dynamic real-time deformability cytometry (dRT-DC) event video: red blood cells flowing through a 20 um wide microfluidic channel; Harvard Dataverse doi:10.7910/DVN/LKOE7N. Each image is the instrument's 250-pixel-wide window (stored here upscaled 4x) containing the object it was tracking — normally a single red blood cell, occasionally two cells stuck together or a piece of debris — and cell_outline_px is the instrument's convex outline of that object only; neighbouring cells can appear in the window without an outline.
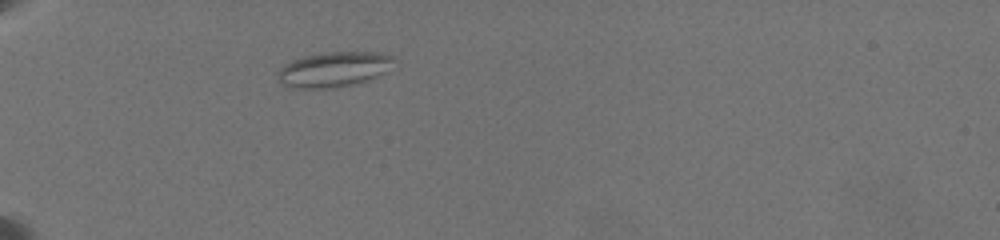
{"species": "common noctule bat (a hibernating species)", "species_latin": "Nyctalus noctula", "temperature_condition": "warm", "stored_images_in_passage": 21, "camera_frame_rate_fps": 3000, "um_per_image_px": 0.085, "animal": {"sex": "female", "body_mass_g": 19.5, "forearm_length_mm": 54.1}, "frame": {"image": 1, "passage_image": 1, "time_ms": 0.0, "image_size_px": [1000, 240], "cell_outline_px": [[396, 60], [384, 72], [376, 76], [352, 84], [336, 88], [292, 88], [280, 84], [280, 68], [284, 64], [292, 60], [304, 56], [324, 52], [380, 52], [392, 56]], "centroid_in_image_um": [28.36, 5.89], "position_along_channel_um": 56.6, "area_um2": 23.52}}
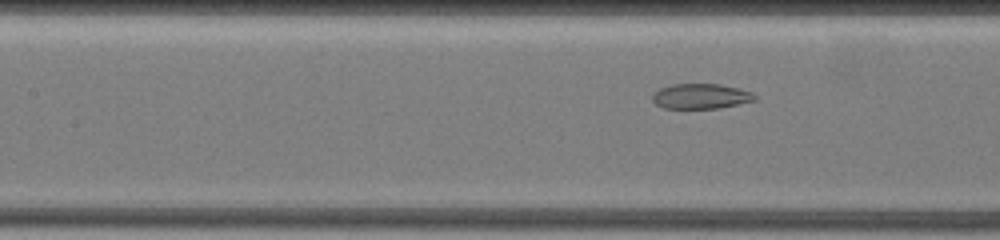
{"frame": {"image": 2, "passage_image": 15, "time_ms": 3.333, "image_size_px": [1000, 240], "cell_outline_px": [[756, 100], [720, 108], [664, 108], [656, 104], [652, 100], [652, 92], [660, 88], [672, 84], [720, 84], [740, 88], [752, 92], [756, 96]], "centroid_in_image_um": [59.56, 8.17], "position_along_channel_um": 147.8, "area_um2": 15.09}}
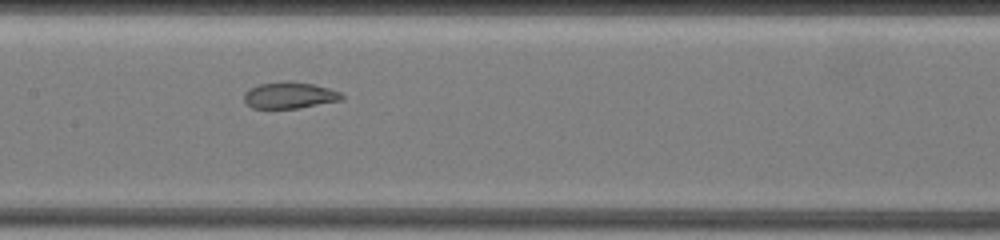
{"frame": {"image": 3, "passage_image": 20, "time_ms": 4.333, "image_size_px": [1000, 240], "cell_outline_px": [[344, 100], [296, 108], [252, 108], [244, 100], [244, 92], [248, 88], [260, 84], [284, 80], [288, 80], [312, 84], [328, 88], [340, 92], [344, 96]], "centroid_in_image_um": [24.6, 8.08], "position_along_channel_um": 182.8, "area_um2": 15.14}}